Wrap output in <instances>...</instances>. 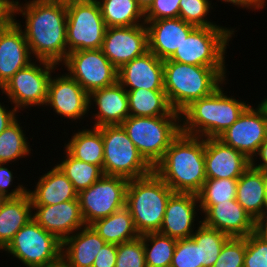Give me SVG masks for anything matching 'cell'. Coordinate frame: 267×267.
Instances as JSON below:
<instances>
[{
    "mask_svg": "<svg viewBox=\"0 0 267 267\" xmlns=\"http://www.w3.org/2000/svg\"><path fill=\"white\" fill-rule=\"evenodd\" d=\"M18 118L0 133V163H16L31 155V146Z\"/></svg>",
    "mask_w": 267,
    "mask_h": 267,
    "instance_id": "obj_34",
    "label": "cell"
},
{
    "mask_svg": "<svg viewBox=\"0 0 267 267\" xmlns=\"http://www.w3.org/2000/svg\"><path fill=\"white\" fill-rule=\"evenodd\" d=\"M197 210L200 206L196 194L173 193L167 202L159 233L175 239L191 238Z\"/></svg>",
    "mask_w": 267,
    "mask_h": 267,
    "instance_id": "obj_21",
    "label": "cell"
},
{
    "mask_svg": "<svg viewBox=\"0 0 267 267\" xmlns=\"http://www.w3.org/2000/svg\"><path fill=\"white\" fill-rule=\"evenodd\" d=\"M145 24L148 30V50L161 60L169 59L196 28L180 17L146 21Z\"/></svg>",
    "mask_w": 267,
    "mask_h": 267,
    "instance_id": "obj_24",
    "label": "cell"
},
{
    "mask_svg": "<svg viewBox=\"0 0 267 267\" xmlns=\"http://www.w3.org/2000/svg\"><path fill=\"white\" fill-rule=\"evenodd\" d=\"M7 108L8 107H5V105H2L0 102V133L13 123L18 118L17 116H19L18 111L14 107L11 109L8 108V110Z\"/></svg>",
    "mask_w": 267,
    "mask_h": 267,
    "instance_id": "obj_48",
    "label": "cell"
},
{
    "mask_svg": "<svg viewBox=\"0 0 267 267\" xmlns=\"http://www.w3.org/2000/svg\"><path fill=\"white\" fill-rule=\"evenodd\" d=\"M237 202L258 223L267 214V190L262 170L250 166L238 179Z\"/></svg>",
    "mask_w": 267,
    "mask_h": 267,
    "instance_id": "obj_27",
    "label": "cell"
},
{
    "mask_svg": "<svg viewBox=\"0 0 267 267\" xmlns=\"http://www.w3.org/2000/svg\"><path fill=\"white\" fill-rule=\"evenodd\" d=\"M206 179H239L251 166L244 154L217 138H205Z\"/></svg>",
    "mask_w": 267,
    "mask_h": 267,
    "instance_id": "obj_19",
    "label": "cell"
},
{
    "mask_svg": "<svg viewBox=\"0 0 267 267\" xmlns=\"http://www.w3.org/2000/svg\"><path fill=\"white\" fill-rule=\"evenodd\" d=\"M254 108L250 104L238 120L217 137L249 160L255 157L259 147L267 139V104L261 100Z\"/></svg>",
    "mask_w": 267,
    "mask_h": 267,
    "instance_id": "obj_14",
    "label": "cell"
},
{
    "mask_svg": "<svg viewBox=\"0 0 267 267\" xmlns=\"http://www.w3.org/2000/svg\"><path fill=\"white\" fill-rule=\"evenodd\" d=\"M128 179L103 175L94 184L78 193L83 220L91 225L125 206Z\"/></svg>",
    "mask_w": 267,
    "mask_h": 267,
    "instance_id": "obj_12",
    "label": "cell"
},
{
    "mask_svg": "<svg viewBox=\"0 0 267 267\" xmlns=\"http://www.w3.org/2000/svg\"><path fill=\"white\" fill-rule=\"evenodd\" d=\"M66 6L68 53L101 49L107 27L97 0L74 1Z\"/></svg>",
    "mask_w": 267,
    "mask_h": 267,
    "instance_id": "obj_11",
    "label": "cell"
},
{
    "mask_svg": "<svg viewBox=\"0 0 267 267\" xmlns=\"http://www.w3.org/2000/svg\"><path fill=\"white\" fill-rule=\"evenodd\" d=\"M121 125L139 153L154 167L181 133V116H129Z\"/></svg>",
    "mask_w": 267,
    "mask_h": 267,
    "instance_id": "obj_6",
    "label": "cell"
},
{
    "mask_svg": "<svg viewBox=\"0 0 267 267\" xmlns=\"http://www.w3.org/2000/svg\"><path fill=\"white\" fill-rule=\"evenodd\" d=\"M105 244L91 225H85L62 241L61 259L68 267H92Z\"/></svg>",
    "mask_w": 267,
    "mask_h": 267,
    "instance_id": "obj_25",
    "label": "cell"
},
{
    "mask_svg": "<svg viewBox=\"0 0 267 267\" xmlns=\"http://www.w3.org/2000/svg\"><path fill=\"white\" fill-rule=\"evenodd\" d=\"M180 0H154L145 12V21L178 18Z\"/></svg>",
    "mask_w": 267,
    "mask_h": 267,
    "instance_id": "obj_43",
    "label": "cell"
},
{
    "mask_svg": "<svg viewBox=\"0 0 267 267\" xmlns=\"http://www.w3.org/2000/svg\"><path fill=\"white\" fill-rule=\"evenodd\" d=\"M101 49L108 60L120 69L124 64L148 51L146 24L107 27Z\"/></svg>",
    "mask_w": 267,
    "mask_h": 267,
    "instance_id": "obj_16",
    "label": "cell"
},
{
    "mask_svg": "<svg viewBox=\"0 0 267 267\" xmlns=\"http://www.w3.org/2000/svg\"><path fill=\"white\" fill-rule=\"evenodd\" d=\"M66 72L90 94L118 81V69L104 55L102 49L72 51L65 61Z\"/></svg>",
    "mask_w": 267,
    "mask_h": 267,
    "instance_id": "obj_13",
    "label": "cell"
},
{
    "mask_svg": "<svg viewBox=\"0 0 267 267\" xmlns=\"http://www.w3.org/2000/svg\"><path fill=\"white\" fill-rule=\"evenodd\" d=\"M5 165L7 163H0V199L19 198L27 193L28 188L19 183L17 186L14 185L13 187L16 188L10 191L9 188H11L15 177H13L14 173Z\"/></svg>",
    "mask_w": 267,
    "mask_h": 267,
    "instance_id": "obj_44",
    "label": "cell"
},
{
    "mask_svg": "<svg viewBox=\"0 0 267 267\" xmlns=\"http://www.w3.org/2000/svg\"><path fill=\"white\" fill-rule=\"evenodd\" d=\"M211 4L209 0H180L179 17L195 27H225L208 20L207 15L214 9Z\"/></svg>",
    "mask_w": 267,
    "mask_h": 267,
    "instance_id": "obj_38",
    "label": "cell"
},
{
    "mask_svg": "<svg viewBox=\"0 0 267 267\" xmlns=\"http://www.w3.org/2000/svg\"><path fill=\"white\" fill-rule=\"evenodd\" d=\"M144 245L146 267H169L177 239L159 232L141 235Z\"/></svg>",
    "mask_w": 267,
    "mask_h": 267,
    "instance_id": "obj_35",
    "label": "cell"
},
{
    "mask_svg": "<svg viewBox=\"0 0 267 267\" xmlns=\"http://www.w3.org/2000/svg\"><path fill=\"white\" fill-rule=\"evenodd\" d=\"M164 60L149 50L118 69V82L126 90H164Z\"/></svg>",
    "mask_w": 267,
    "mask_h": 267,
    "instance_id": "obj_22",
    "label": "cell"
},
{
    "mask_svg": "<svg viewBox=\"0 0 267 267\" xmlns=\"http://www.w3.org/2000/svg\"><path fill=\"white\" fill-rule=\"evenodd\" d=\"M263 101L267 104V96L266 98H263Z\"/></svg>",
    "mask_w": 267,
    "mask_h": 267,
    "instance_id": "obj_55",
    "label": "cell"
},
{
    "mask_svg": "<svg viewBox=\"0 0 267 267\" xmlns=\"http://www.w3.org/2000/svg\"><path fill=\"white\" fill-rule=\"evenodd\" d=\"M64 154L65 159L63 158L56 165L70 180L77 193L90 187L104 175L99 166L74 158L66 149Z\"/></svg>",
    "mask_w": 267,
    "mask_h": 267,
    "instance_id": "obj_33",
    "label": "cell"
},
{
    "mask_svg": "<svg viewBox=\"0 0 267 267\" xmlns=\"http://www.w3.org/2000/svg\"><path fill=\"white\" fill-rule=\"evenodd\" d=\"M91 227L109 244L119 245L140 236L126 206L105 218L96 220Z\"/></svg>",
    "mask_w": 267,
    "mask_h": 267,
    "instance_id": "obj_30",
    "label": "cell"
},
{
    "mask_svg": "<svg viewBox=\"0 0 267 267\" xmlns=\"http://www.w3.org/2000/svg\"><path fill=\"white\" fill-rule=\"evenodd\" d=\"M106 27L145 24V13L136 0H97Z\"/></svg>",
    "mask_w": 267,
    "mask_h": 267,
    "instance_id": "obj_32",
    "label": "cell"
},
{
    "mask_svg": "<svg viewBox=\"0 0 267 267\" xmlns=\"http://www.w3.org/2000/svg\"><path fill=\"white\" fill-rule=\"evenodd\" d=\"M47 173L39 176L34 190H27L32 206L55 205L78 199V193L66 175L55 164Z\"/></svg>",
    "mask_w": 267,
    "mask_h": 267,
    "instance_id": "obj_26",
    "label": "cell"
},
{
    "mask_svg": "<svg viewBox=\"0 0 267 267\" xmlns=\"http://www.w3.org/2000/svg\"><path fill=\"white\" fill-rule=\"evenodd\" d=\"M205 138L180 133L153 171L174 193L198 194L206 181Z\"/></svg>",
    "mask_w": 267,
    "mask_h": 267,
    "instance_id": "obj_2",
    "label": "cell"
},
{
    "mask_svg": "<svg viewBox=\"0 0 267 267\" xmlns=\"http://www.w3.org/2000/svg\"><path fill=\"white\" fill-rule=\"evenodd\" d=\"M115 267H146L141 235L134 240L117 245Z\"/></svg>",
    "mask_w": 267,
    "mask_h": 267,
    "instance_id": "obj_39",
    "label": "cell"
},
{
    "mask_svg": "<svg viewBox=\"0 0 267 267\" xmlns=\"http://www.w3.org/2000/svg\"><path fill=\"white\" fill-rule=\"evenodd\" d=\"M117 245L106 243L97 253L92 267H115Z\"/></svg>",
    "mask_w": 267,
    "mask_h": 267,
    "instance_id": "obj_45",
    "label": "cell"
},
{
    "mask_svg": "<svg viewBox=\"0 0 267 267\" xmlns=\"http://www.w3.org/2000/svg\"><path fill=\"white\" fill-rule=\"evenodd\" d=\"M238 179H206L197 194L199 204H219L236 199Z\"/></svg>",
    "mask_w": 267,
    "mask_h": 267,
    "instance_id": "obj_37",
    "label": "cell"
},
{
    "mask_svg": "<svg viewBox=\"0 0 267 267\" xmlns=\"http://www.w3.org/2000/svg\"><path fill=\"white\" fill-rule=\"evenodd\" d=\"M234 32V28L227 27H196L173 55L164 61L204 67H226L225 53L229 41L235 36Z\"/></svg>",
    "mask_w": 267,
    "mask_h": 267,
    "instance_id": "obj_7",
    "label": "cell"
},
{
    "mask_svg": "<svg viewBox=\"0 0 267 267\" xmlns=\"http://www.w3.org/2000/svg\"><path fill=\"white\" fill-rule=\"evenodd\" d=\"M197 223L194 234L191 238L200 245V263L202 267H212L221 253L223 245L231 238L227 234L202 223ZM199 224V225H198Z\"/></svg>",
    "mask_w": 267,
    "mask_h": 267,
    "instance_id": "obj_36",
    "label": "cell"
},
{
    "mask_svg": "<svg viewBox=\"0 0 267 267\" xmlns=\"http://www.w3.org/2000/svg\"><path fill=\"white\" fill-rule=\"evenodd\" d=\"M262 172L264 174L265 185H266V190H267V169H263Z\"/></svg>",
    "mask_w": 267,
    "mask_h": 267,
    "instance_id": "obj_54",
    "label": "cell"
},
{
    "mask_svg": "<svg viewBox=\"0 0 267 267\" xmlns=\"http://www.w3.org/2000/svg\"><path fill=\"white\" fill-rule=\"evenodd\" d=\"M32 202L28 193L19 198L0 199V250L2 251L14 235L32 216Z\"/></svg>",
    "mask_w": 267,
    "mask_h": 267,
    "instance_id": "obj_28",
    "label": "cell"
},
{
    "mask_svg": "<svg viewBox=\"0 0 267 267\" xmlns=\"http://www.w3.org/2000/svg\"><path fill=\"white\" fill-rule=\"evenodd\" d=\"M173 193L154 171L128 181L125 206L139 235L160 231L167 202Z\"/></svg>",
    "mask_w": 267,
    "mask_h": 267,
    "instance_id": "obj_5",
    "label": "cell"
},
{
    "mask_svg": "<svg viewBox=\"0 0 267 267\" xmlns=\"http://www.w3.org/2000/svg\"><path fill=\"white\" fill-rule=\"evenodd\" d=\"M256 159H259L260 163H259V161L256 162L257 161ZM251 166L256 168V169H260V170L267 169V139L259 147L258 152L256 153L255 157L252 158Z\"/></svg>",
    "mask_w": 267,
    "mask_h": 267,
    "instance_id": "obj_49",
    "label": "cell"
},
{
    "mask_svg": "<svg viewBox=\"0 0 267 267\" xmlns=\"http://www.w3.org/2000/svg\"><path fill=\"white\" fill-rule=\"evenodd\" d=\"M43 267H68V266L66 265V263L62 259H60L56 263H53V264H50V265H46V266H43Z\"/></svg>",
    "mask_w": 267,
    "mask_h": 267,
    "instance_id": "obj_52",
    "label": "cell"
},
{
    "mask_svg": "<svg viewBox=\"0 0 267 267\" xmlns=\"http://www.w3.org/2000/svg\"><path fill=\"white\" fill-rule=\"evenodd\" d=\"M14 3L15 0H0V31L14 21Z\"/></svg>",
    "mask_w": 267,
    "mask_h": 267,
    "instance_id": "obj_46",
    "label": "cell"
},
{
    "mask_svg": "<svg viewBox=\"0 0 267 267\" xmlns=\"http://www.w3.org/2000/svg\"><path fill=\"white\" fill-rule=\"evenodd\" d=\"M171 267H202L200 245L192 238L177 239Z\"/></svg>",
    "mask_w": 267,
    "mask_h": 267,
    "instance_id": "obj_41",
    "label": "cell"
},
{
    "mask_svg": "<svg viewBox=\"0 0 267 267\" xmlns=\"http://www.w3.org/2000/svg\"><path fill=\"white\" fill-rule=\"evenodd\" d=\"M104 144L103 173L128 180L150 174L153 167L139 153L122 125L98 128Z\"/></svg>",
    "mask_w": 267,
    "mask_h": 267,
    "instance_id": "obj_8",
    "label": "cell"
},
{
    "mask_svg": "<svg viewBox=\"0 0 267 267\" xmlns=\"http://www.w3.org/2000/svg\"><path fill=\"white\" fill-rule=\"evenodd\" d=\"M224 82L211 95L193 101L181 112V132L202 138H217L229 128L250 105L228 96ZM223 89V90H222ZM227 94V95H226Z\"/></svg>",
    "mask_w": 267,
    "mask_h": 267,
    "instance_id": "obj_3",
    "label": "cell"
},
{
    "mask_svg": "<svg viewBox=\"0 0 267 267\" xmlns=\"http://www.w3.org/2000/svg\"><path fill=\"white\" fill-rule=\"evenodd\" d=\"M32 210L33 220L61 242L86 225L78 199L55 205L32 206Z\"/></svg>",
    "mask_w": 267,
    "mask_h": 267,
    "instance_id": "obj_18",
    "label": "cell"
},
{
    "mask_svg": "<svg viewBox=\"0 0 267 267\" xmlns=\"http://www.w3.org/2000/svg\"><path fill=\"white\" fill-rule=\"evenodd\" d=\"M130 116H181L170 106L164 90H126Z\"/></svg>",
    "mask_w": 267,
    "mask_h": 267,
    "instance_id": "obj_29",
    "label": "cell"
},
{
    "mask_svg": "<svg viewBox=\"0 0 267 267\" xmlns=\"http://www.w3.org/2000/svg\"><path fill=\"white\" fill-rule=\"evenodd\" d=\"M138 6L142 9V11L145 13L149 7L152 5L154 0H136Z\"/></svg>",
    "mask_w": 267,
    "mask_h": 267,
    "instance_id": "obj_51",
    "label": "cell"
},
{
    "mask_svg": "<svg viewBox=\"0 0 267 267\" xmlns=\"http://www.w3.org/2000/svg\"><path fill=\"white\" fill-rule=\"evenodd\" d=\"M66 149L74 158L85 163L99 166L103 170L104 144L102 133L96 127L78 129L73 132L71 139L64 144Z\"/></svg>",
    "mask_w": 267,
    "mask_h": 267,
    "instance_id": "obj_31",
    "label": "cell"
},
{
    "mask_svg": "<svg viewBox=\"0 0 267 267\" xmlns=\"http://www.w3.org/2000/svg\"><path fill=\"white\" fill-rule=\"evenodd\" d=\"M219 1V0H218ZM221 2L226 4H232L236 7H241L243 9H249L252 11H258L264 9L266 6V0H220Z\"/></svg>",
    "mask_w": 267,
    "mask_h": 267,
    "instance_id": "obj_47",
    "label": "cell"
},
{
    "mask_svg": "<svg viewBox=\"0 0 267 267\" xmlns=\"http://www.w3.org/2000/svg\"><path fill=\"white\" fill-rule=\"evenodd\" d=\"M16 14L25 19L22 30L32 58L60 66L68 54L66 3L29 0L21 4L15 0L14 18Z\"/></svg>",
    "mask_w": 267,
    "mask_h": 267,
    "instance_id": "obj_1",
    "label": "cell"
},
{
    "mask_svg": "<svg viewBox=\"0 0 267 267\" xmlns=\"http://www.w3.org/2000/svg\"><path fill=\"white\" fill-rule=\"evenodd\" d=\"M45 106L53 108V112L58 116L76 123L91 113L89 112V94L66 73H61V75L57 73L56 77L51 75Z\"/></svg>",
    "mask_w": 267,
    "mask_h": 267,
    "instance_id": "obj_15",
    "label": "cell"
},
{
    "mask_svg": "<svg viewBox=\"0 0 267 267\" xmlns=\"http://www.w3.org/2000/svg\"><path fill=\"white\" fill-rule=\"evenodd\" d=\"M22 28L21 22L14 19L0 31V89L16 72L34 60Z\"/></svg>",
    "mask_w": 267,
    "mask_h": 267,
    "instance_id": "obj_20",
    "label": "cell"
},
{
    "mask_svg": "<svg viewBox=\"0 0 267 267\" xmlns=\"http://www.w3.org/2000/svg\"><path fill=\"white\" fill-rule=\"evenodd\" d=\"M35 59L27 67L16 72L1 88L18 112L31 107H45L48 84L52 73L58 70L54 63ZM36 105V106H35Z\"/></svg>",
    "mask_w": 267,
    "mask_h": 267,
    "instance_id": "obj_9",
    "label": "cell"
},
{
    "mask_svg": "<svg viewBox=\"0 0 267 267\" xmlns=\"http://www.w3.org/2000/svg\"><path fill=\"white\" fill-rule=\"evenodd\" d=\"M226 70L164 61V91L172 109L181 113L193 101L211 95L228 79Z\"/></svg>",
    "mask_w": 267,
    "mask_h": 267,
    "instance_id": "obj_4",
    "label": "cell"
},
{
    "mask_svg": "<svg viewBox=\"0 0 267 267\" xmlns=\"http://www.w3.org/2000/svg\"><path fill=\"white\" fill-rule=\"evenodd\" d=\"M243 267H267V237L258 229L246 237Z\"/></svg>",
    "mask_w": 267,
    "mask_h": 267,
    "instance_id": "obj_40",
    "label": "cell"
},
{
    "mask_svg": "<svg viewBox=\"0 0 267 267\" xmlns=\"http://www.w3.org/2000/svg\"><path fill=\"white\" fill-rule=\"evenodd\" d=\"M258 230L267 237V214L258 222Z\"/></svg>",
    "mask_w": 267,
    "mask_h": 267,
    "instance_id": "obj_50",
    "label": "cell"
},
{
    "mask_svg": "<svg viewBox=\"0 0 267 267\" xmlns=\"http://www.w3.org/2000/svg\"><path fill=\"white\" fill-rule=\"evenodd\" d=\"M245 252L246 237L230 238L212 267H243Z\"/></svg>",
    "mask_w": 267,
    "mask_h": 267,
    "instance_id": "obj_42",
    "label": "cell"
},
{
    "mask_svg": "<svg viewBox=\"0 0 267 267\" xmlns=\"http://www.w3.org/2000/svg\"><path fill=\"white\" fill-rule=\"evenodd\" d=\"M3 251L13 255L23 266L43 267L61 259L62 242L32 219L14 235Z\"/></svg>",
    "mask_w": 267,
    "mask_h": 267,
    "instance_id": "obj_10",
    "label": "cell"
},
{
    "mask_svg": "<svg viewBox=\"0 0 267 267\" xmlns=\"http://www.w3.org/2000/svg\"><path fill=\"white\" fill-rule=\"evenodd\" d=\"M202 223L227 234L231 238L247 237L258 229V223L237 202L231 200L219 204H199Z\"/></svg>",
    "mask_w": 267,
    "mask_h": 267,
    "instance_id": "obj_17",
    "label": "cell"
},
{
    "mask_svg": "<svg viewBox=\"0 0 267 267\" xmlns=\"http://www.w3.org/2000/svg\"><path fill=\"white\" fill-rule=\"evenodd\" d=\"M53 2H61V3H70V2H74V1H82V0H50Z\"/></svg>",
    "mask_w": 267,
    "mask_h": 267,
    "instance_id": "obj_53",
    "label": "cell"
},
{
    "mask_svg": "<svg viewBox=\"0 0 267 267\" xmlns=\"http://www.w3.org/2000/svg\"><path fill=\"white\" fill-rule=\"evenodd\" d=\"M94 104V109L98 111L92 114L94 117L91 120L95 121L92 127L121 125L130 116L127 91L118 81L92 91L89 94V109Z\"/></svg>",
    "mask_w": 267,
    "mask_h": 267,
    "instance_id": "obj_23",
    "label": "cell"
}]
</instances>
